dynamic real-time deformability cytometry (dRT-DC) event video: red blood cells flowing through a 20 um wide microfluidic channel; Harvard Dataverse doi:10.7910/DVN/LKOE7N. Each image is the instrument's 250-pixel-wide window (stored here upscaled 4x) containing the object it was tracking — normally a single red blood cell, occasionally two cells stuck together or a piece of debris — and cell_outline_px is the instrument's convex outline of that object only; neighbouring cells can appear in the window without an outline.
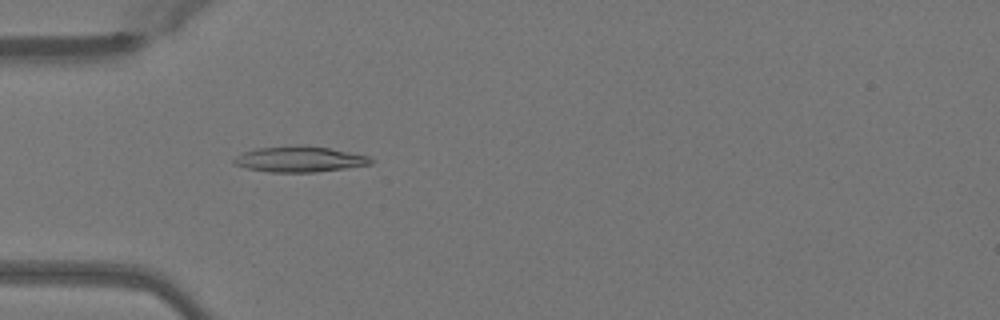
{"species": "Egyptian fruit bat (a non-hibernating species)", "species_latin": "Rousettus aegyptiacus", "temperature_condition": "warm", "stored_images_in_passage": 44, "camera_frame_rate_fps": 3000, "um_per_image_px": 0.085, "animal": {"sex": "female"}, "frame": {"image": 1, "passage_image": 10, "time_ms": 3.0, "image_size_px": [1000, 320], "cell_outline_px": [[376, 160], [372, 164], [316, 172], [272, 172], [248, 168], [232, 164], [232, 160], [236, 156], [244, 152], [256, 148], [332, 148], [368, 156]], "centroid_in_image_um": [25.49, 13.57], "position_along_channel_um": 59.5, "area_um2": 19.59}}
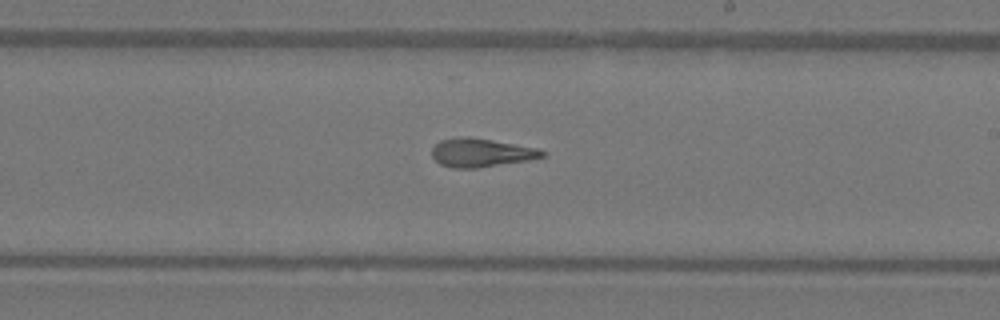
{"frame": {"image": 2, "passage_image": 24, "time_ms": 7.667, "image_size_px": [1000, 320], "cell_outline_px": [[544, 156], [528, 160], [476, 168], [452, 168], [440, 164], [432, 156], [432, 148], [440, 140], [460, 136], [468, 136], [540, 148], [544, 152]], "centroid_in_image_um": [40.87, 12.97], "position_along_channel_um": 248.1, "area_um2": 18.32}}
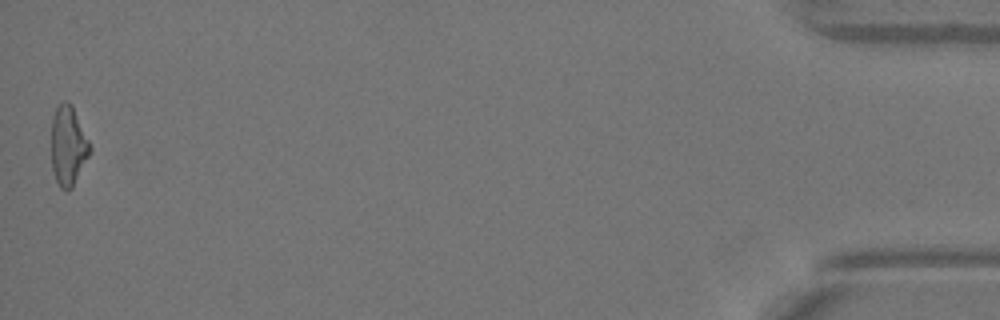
{"frame": {"image": 3, "passage_image": 44, "time_ms": 14.333, "image_size_px": [1000, 320], "cell_outline_px": [[92, 148], [72, 188], [68, 192], [60, 188], [56, 180], [52, 168], [52, 116], [56, 108], [64, 100], [68, 100], [72, 104]], "centroid_in_image_um": [5.79, 12.38], "position_along_channel_um": 429.4, "area_um2": 17.8}, "authors_computed_cell_mechanics": {"area_um2": 18.3226, "velocity_mm_per_s": 4.1119, "shape_relaxation_time_tau1_ms": 8.6606, "shape_relaxation_time_tau2_ms": 3.0657, "deformation_change_tau1": 0.2701, "deformation_change_tau2": 0.1016}}